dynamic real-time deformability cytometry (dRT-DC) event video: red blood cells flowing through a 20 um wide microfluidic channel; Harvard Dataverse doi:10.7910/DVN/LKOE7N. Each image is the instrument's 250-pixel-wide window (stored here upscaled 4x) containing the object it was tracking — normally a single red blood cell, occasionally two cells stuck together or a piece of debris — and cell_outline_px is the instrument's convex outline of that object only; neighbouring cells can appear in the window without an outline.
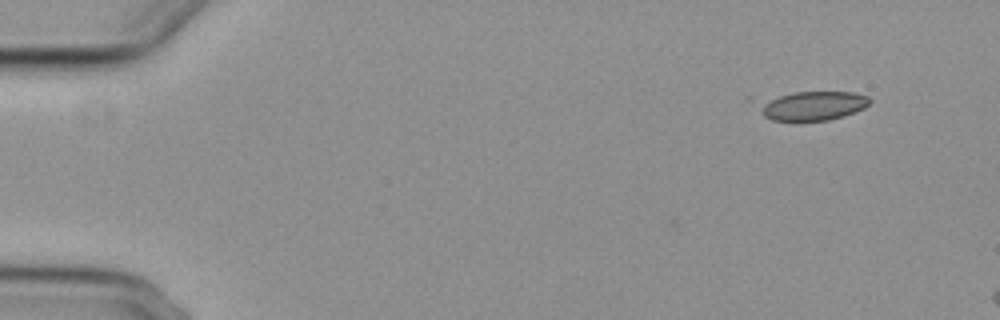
{"species": "common noctule bat (a hibernating species)", "species_latin": "Nyctalus noctula", "temperature_condition": "cold", "stored_images_in_passage": 2, "camera_frame_rate_fps": 3000, "um_per_image_px": 0.085, "animal": {"sex": "female", "body_mass_g": 29.2, "forearm_length_mm": 56.3}, "frame": {"image": 1, "passage_image": 2, "time_ms": 0.333, "image_size_px": [1000, 320], "cell_outline_px": [[872, 100], [864, 108], [844, 116], [828, 120], [772, 120], [764, 116], [764, 104], [780, 96], [792, 92], [852, 92], [868, 96]], "centroid_in_image_um": [69.25, 8.99], "position_along_channel_um": 15.7, "area_um2": 17.92}}